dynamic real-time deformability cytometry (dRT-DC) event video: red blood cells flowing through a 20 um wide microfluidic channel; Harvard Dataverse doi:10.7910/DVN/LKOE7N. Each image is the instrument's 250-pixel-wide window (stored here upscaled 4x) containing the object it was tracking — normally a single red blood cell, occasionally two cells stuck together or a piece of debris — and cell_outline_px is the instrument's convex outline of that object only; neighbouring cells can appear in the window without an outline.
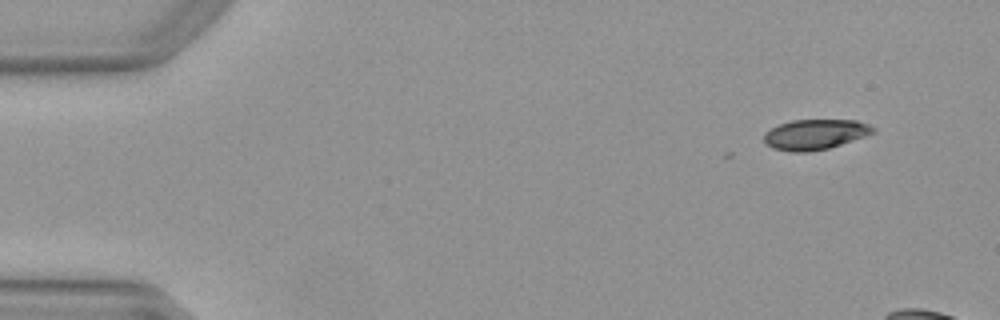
{"species": "Egyptian fruit bat (a non-hibernating species)", "species_latin": "Rousettus aegyptiacus", "temperature_condition": "warm", "stored_images_in_passage": 3, "camera_frame_rate_fps": 3000, "um_per_image_px": 0.085, "animal": {"sex": "female"}, "frame": {"image": 1, "passage_image": 1, "time_ms": 0.0, "image_size_px": [1000, 320], "cell_outline_px": [[876, 132], [828, 148], [808, 152], [792, 152], [772, 148], [764, 144], [764, 132], [780, 124], [792, 120], [856, 120], [868, 124], [876, 128]], "centroid_in_image_um": [69.26, 11.42], "position_along_channel_um": 15.7, "area_um2": 19.19}}